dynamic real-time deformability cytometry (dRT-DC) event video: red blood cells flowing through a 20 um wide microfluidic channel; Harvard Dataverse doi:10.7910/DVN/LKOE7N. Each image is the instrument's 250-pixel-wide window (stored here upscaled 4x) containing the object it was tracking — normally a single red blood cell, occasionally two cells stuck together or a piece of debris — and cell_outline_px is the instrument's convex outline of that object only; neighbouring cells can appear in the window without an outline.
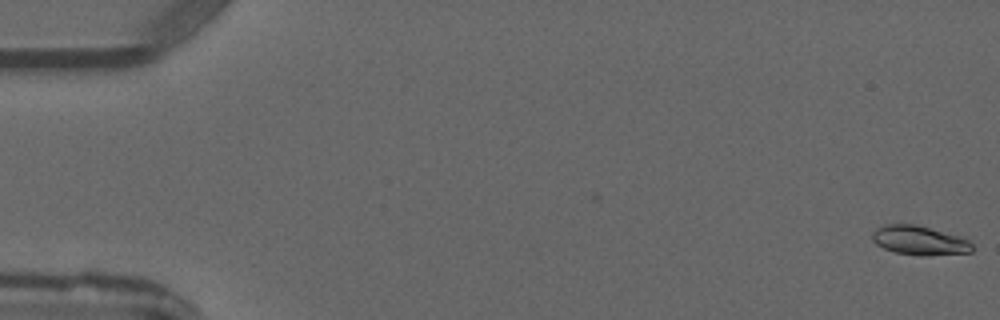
{"species": "common noctule bat (a hibernating species)", "species_latin": "Nyctalus noctula", "temperature_condition": "warm", "stored_images_in_passage": 6, "camera_frame_rate_fps": 3000, "um_per_image_px": 0.085, "animal": {"sex": "male", "forearm_length_mm": 52.5}, "frame": {"image": 1, "passage_image": 1, "time_ms": 0.0, "image_size_px": [1000, 320], "cell_outline_px": [[972, 252], [920, 256], [896, 252], [884, 248], [876, 244], [872, 240], [872, 232], [876, 228], [884, 224], [916, 224], [968, 236], [972, 244]], "centroid_in_image_um": [78.22, 20.41], "position_along_channel_um": 6.8, "area_um2": 17.51}}
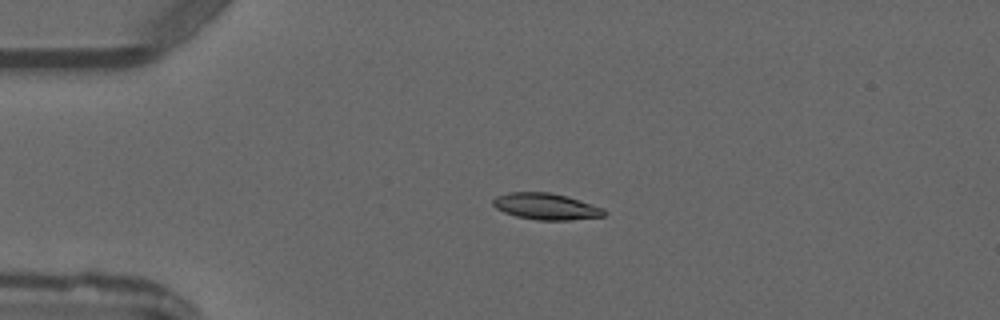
{"frame": {"image": 2, "passage_image": 3, "time_ms": 3.333, "image_size_px": [1000, 320], "cell_outline_px": [[608, 212], [604, 216], [568, 220], [536, 220], [516, 216], [504, 212], [496, 208], [492, 204], [492, 200], [496, 196], [508, 192], [548, 192], [568, 196], [604, 208]], "centroid_in_image_um": [46.42, 17.54], "position_along_channel_um": 38.6, "area_um2": 17.22}}
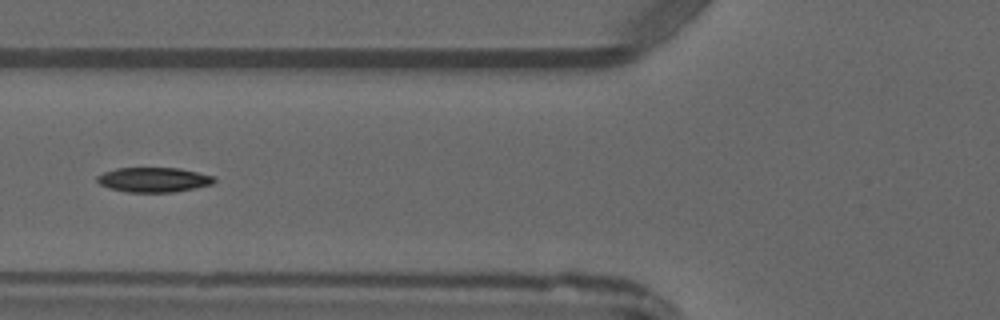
{"frame": {"image": 3, "passage_image": 5, "time_ms": 5.667, "image_size_px": [1000, 320], "cell_outline_px": [[216, 180], [212, 184], [176, 192], [128, 192], [112, 188], [100, 184], [96, 180], [96, 176], [104, 172], [116, 168], [180, 168], [216, 176]], "centroid_in_image_um": [13.1, 15.27], "position_along_channel_um": 112.7, "area_um2": 16.88}}